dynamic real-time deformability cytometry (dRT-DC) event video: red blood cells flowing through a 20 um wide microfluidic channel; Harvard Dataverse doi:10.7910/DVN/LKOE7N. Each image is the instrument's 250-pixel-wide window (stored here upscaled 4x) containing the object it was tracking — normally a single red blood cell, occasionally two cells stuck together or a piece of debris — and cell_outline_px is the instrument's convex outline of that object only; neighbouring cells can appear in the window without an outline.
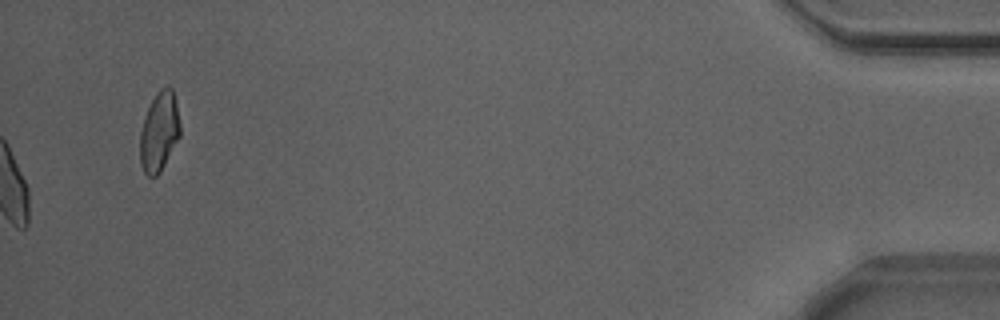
{"species": "Egyptian fruit bat (a non-hibernating species)", "species_latin": "Rousettus aegyptiacus", "temperature_condition": "warm", "stored_images_in_passage": 45, "camera_frame_rate_fps": 3000, "um_per_image_px": 0.085, "animal": {"sex": "male"}, "frame": {"image": 1, "passage_image": 45, "time_ms": 14.667, "image_size_px": [1000, 320], "cell_outline_px": [[180, 136], [160, 172], [156, 176], [148, 176], [144, 172], [140, 164], [140, 132], [144, 116], [156, 92], [160, 88], [168, 84], [172, 88], [176, 100], [180, 124]], "centroid_in_image_um": [13.53, 11.16], "position_along_channel_um": 421.7, "area_um2": 18.73}, "authors_computed_cell_mechanics": {"area_um2": 19.652, "velocity_mm_per_s": 3.8652, "shape_relaxation_time_tau1_ms": 5.3335, "shape_relaxation_time_tau2_ms": 1.0246, "deformation_change_tau1": 0.1287, "deformation_change_tau2": 0.0384}}